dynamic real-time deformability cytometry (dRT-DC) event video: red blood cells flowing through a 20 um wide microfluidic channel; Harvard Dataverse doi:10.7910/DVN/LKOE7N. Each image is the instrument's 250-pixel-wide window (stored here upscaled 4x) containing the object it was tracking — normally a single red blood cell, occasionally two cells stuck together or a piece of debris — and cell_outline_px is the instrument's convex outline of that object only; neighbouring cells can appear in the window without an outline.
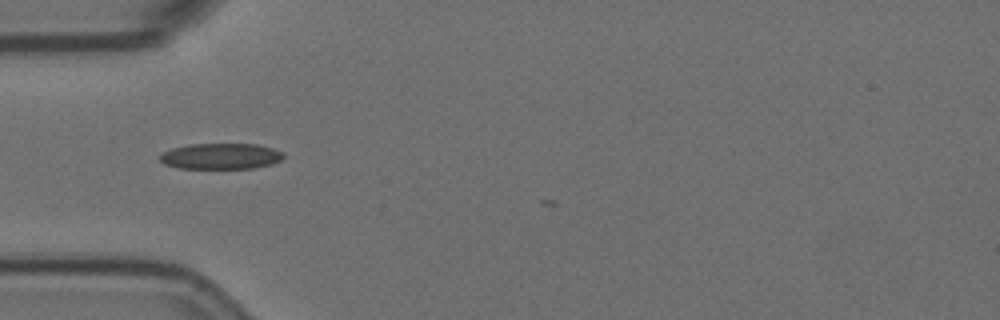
{"species": "Egyptian fruit bat (a non-hibernating species)", "species_latin": "Rousettus aegyptiacus", "temperature_condition": "room temperature", "stored_images_in_passage": 5, "camera_frame_rate_fps": 3000, "um_per_image_px": 0.085, "animal": {"sex": "female"}, "frame": {"image": 1, "passage_image": 2, "time_ms": 0.333, "image_size_px": [1000, 320], "cell_outline_px": [[284, 156], [280, 160], [272, 164], [252, 168], [176, 168], [164, 164], [160, 160], [160, 156], [164, 152], [172, 148], [192, 144], [256, 144], [272, 148], [284, 152]], "centroid_in_image_um": [18.78, 13.28], "position_along_channel_um": 66.2, "area_um2": 18.55}}